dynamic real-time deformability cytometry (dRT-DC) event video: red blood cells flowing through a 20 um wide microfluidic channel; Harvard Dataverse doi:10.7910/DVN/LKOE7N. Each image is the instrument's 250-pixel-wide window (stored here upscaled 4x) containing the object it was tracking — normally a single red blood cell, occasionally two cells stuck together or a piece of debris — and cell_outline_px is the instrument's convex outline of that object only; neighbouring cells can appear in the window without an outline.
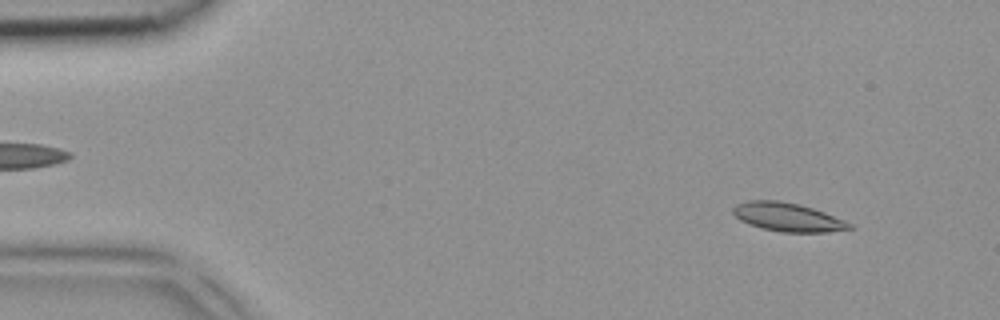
{"species": "common noctule bat (a hibernating species)", "species_latin": "Nyctalus noctula", "temperature_condition": "room temperature", "stored_images_in_passage": 47, "segment_of_instrument_passage": [1, 2], "camera_frame_rate_fps": 3000, "um_per_image_px": 0.085, "animal": {"sex": "female", "body_mass_g": 18.4}, "frame": {"image": 1, "passage_image": 4, "time_ms": 1.0, "image_size_px": [1000, 320], "cell_outline_px": [[852, 228], [828, 232], [780, 232], [764, 228], [740, 220], [732, 212], [732, 208], [736, 204], [748, 200], [780, 200], [800, 204], [824, 212], [844, 220], [852, 224]], "centroid_in_image_um": [66.95, 18.44], "position_along_channel_um": 18.1, "area_um2": 19.25}}
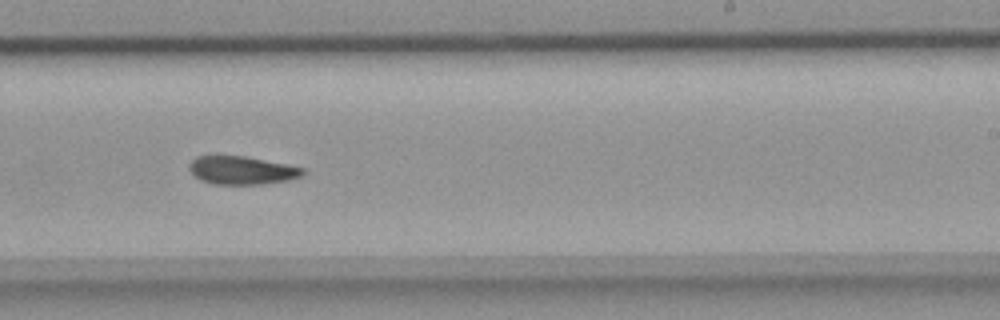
{"frame": {"image": 2, "passage_image": 28, "time_ms": 9.0, "image_size_px": [1000, 320], "cell_outline_px": [[304, 172], [300, 176], [288, 180], [260, 184], [212, 184], [200, 180], [188, 168], [188, 164], [196, 156], [216, 152], [244, 156], [304, 168]], "centroid_in_image_um": [20.44, 14.43], "position_along_channel_um": 268.6, "area_um2": 19.07}}
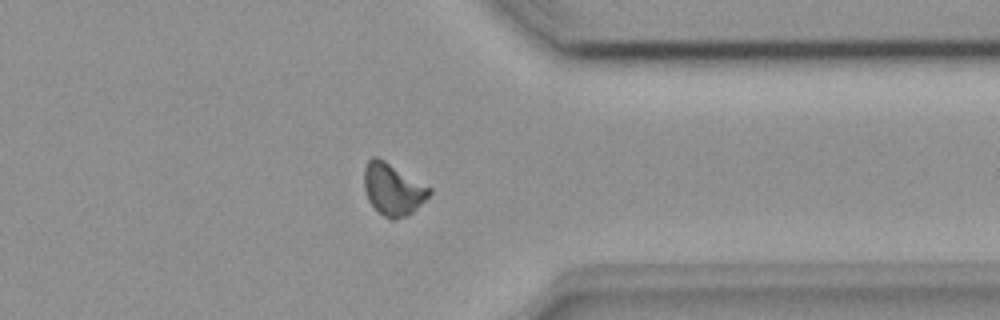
{"frame": {"image": 3, "passage_image": 36, "time_ms": 11.667, "image_size_px": [1000, 320], "cell_outline_px": [[432, 192], [408, 216], [396, 220], [388, 220], [368, 200], [364, 188], [364, 168], [368, 160], [372, 156], [376, 156], [384, 160], [432, 188]], "centroid_in_image_um": [33.39, 16.09], "position_along_channel_um": 378.0, "area_um2": 19.65}}